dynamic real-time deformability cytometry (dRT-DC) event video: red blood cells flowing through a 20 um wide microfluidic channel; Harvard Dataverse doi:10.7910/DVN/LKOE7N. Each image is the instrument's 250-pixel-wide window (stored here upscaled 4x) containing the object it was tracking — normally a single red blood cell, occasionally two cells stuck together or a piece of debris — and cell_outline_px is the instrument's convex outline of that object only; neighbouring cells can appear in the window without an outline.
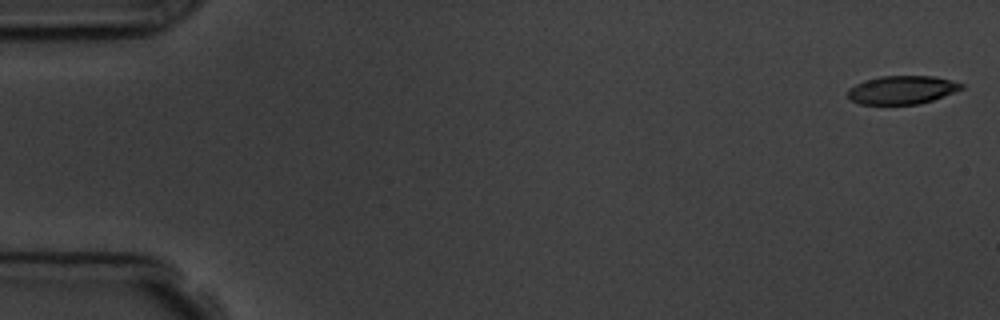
{"species": "common noctule bat (a hibernating species)", "species_latin": "Nyctalus noctula", "temperature_condition": "room temperature", "stored_images_in_passage": 15, "camera_frame_rate_fps": 3000, "um_per_image_px": 0.085, "animal": {"sex": "male", "body_mass_g": 19.5, "forearm_length_mm": 54.6}, "frame": {"image": 1, "passage_image": 1, "time_ms": 0.0, "image_size_px": [1000, 320], "cell_outline_px": [[964, 88], [932, 100], [920, 104], [860, 104], [852, 100], [848, 96], [848, 88], [864, 80], [880, 76], [932, 76], [964, 84]], "centroid_in_image_um": [76.64, 7.64], "position_along_channel_um": 8.4, "area_um2": 18.61}}
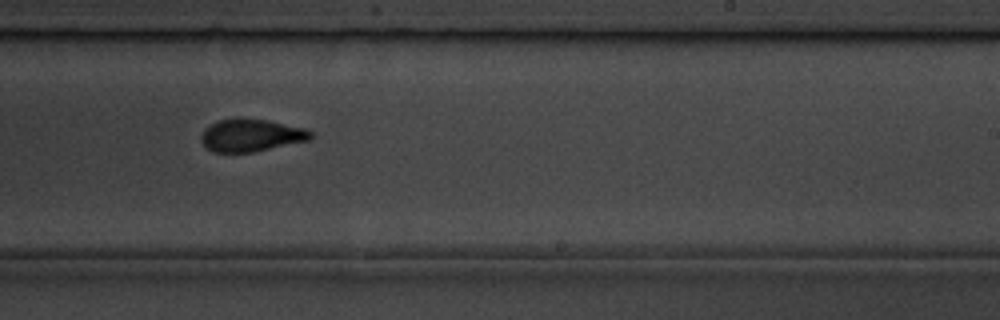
{"frame": {"image": 2, "passage_image": 10, "time_ms": 11.0, "image_size_px": [1000, 320], "cell_outline_px": [[316, 136], [312, 140], [252, 152], [212, 152], [200, 140], [200, 136], [204, 128], [208, 124], [216, 120], [236, 116], [268, 120], [304, 128], [312, 132]], "centroid_in_image_um": [21.34, 11.47], "position_along_channel_um": 267.7, "area_um2": 21.39}}
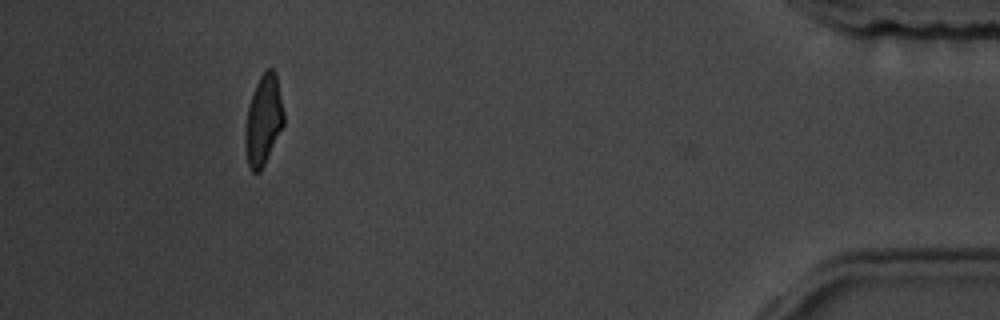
{"frame": {"image": 3, "passage_image": 14, "time_ms": 16.667, "image_size_px": [1000, 320], "cell_outline_px": [[284, 124], [260, 172], [252, 172], [248, 164], [244, 144], [244, 132], [248, 108], [256, 84], [264, 68], [272, 68], [276, 72], [284, 112]], "centroid_in_image_um": [22.39, 10.19], "position_along_channel_um": 412.8, "area_um2": 20.23}, "authors_computed_cell_mechanics": {"area_um2": 21.3282, "velocity_mm_per_s": 3.6698, "shape_relaxation_time_tau1_ms": 5.0153, "shape_relaxation_time_tau2_ms": 0.8516, "deformation_change_tau1": 0.136, "deformation_change_tau2": 0.0541}}